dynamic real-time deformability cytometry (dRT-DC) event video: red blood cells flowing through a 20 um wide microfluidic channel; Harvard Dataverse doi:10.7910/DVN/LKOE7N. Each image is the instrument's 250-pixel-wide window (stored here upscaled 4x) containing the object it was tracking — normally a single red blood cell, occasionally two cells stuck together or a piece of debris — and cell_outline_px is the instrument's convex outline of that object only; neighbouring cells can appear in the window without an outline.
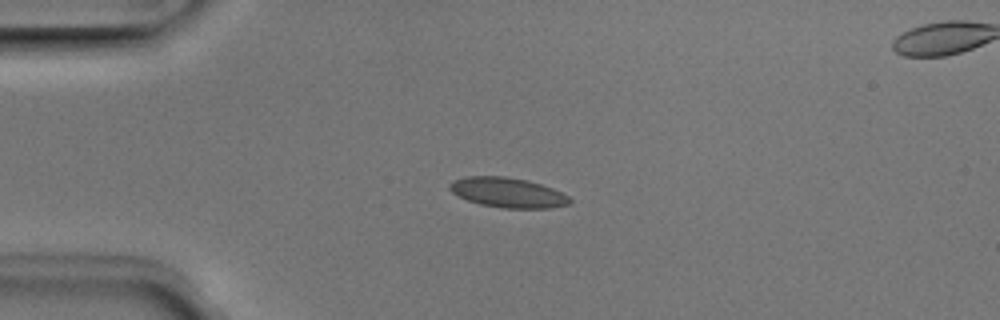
{"species": "Egyptian fruit bat (a non-hibernating species)", "species_latin": "Rousettus aegyptiacus", "temperature_condition": "room temperature", "stored_images_in_passage": 4, "segment_of_instrument_passage": [1, 2], "camera_frame_rate_fps": 3000, "um_per_image_px": 0.085, "animal": {"sex": "male"}, "frame": {"image": 1, "passage_image": 2, "time_ms": 0.333, "image_size_px": [1000, 320], "cell_outline_px": [[572, 204], [552, 208], [504, 208], [480, 204], [468, 200], [452, 192], [448, 188], [448, 184], [452, 180], [464, 176], [504, 176], [528, 180], [552, 188], [568, 196], [572, 200]], "centroid_in_image_um": [43.16, 16.36], "position_along_channel_um": 41.8, "area_um2": 21.04}}